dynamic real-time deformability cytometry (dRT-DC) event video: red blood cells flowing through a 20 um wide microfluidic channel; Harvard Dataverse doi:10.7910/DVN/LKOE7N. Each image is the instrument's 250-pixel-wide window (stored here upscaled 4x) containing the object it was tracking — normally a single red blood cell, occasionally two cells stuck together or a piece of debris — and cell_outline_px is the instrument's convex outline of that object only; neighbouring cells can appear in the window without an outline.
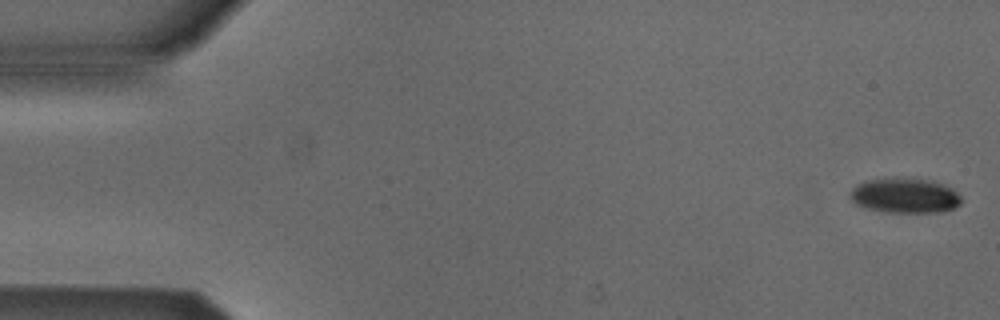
{"species": "Egyptian fruit bat (a non-hibernating species)", "species_latin": "Rousettus aegyptiacus", "temperature_condition": "cold", "stored_images_in_passage": 4, "camera_frame_rate_fps": 3000, "um_per_image_px": 0.085, "animal": {"sex": "male"}, "frame": {"image": 1, "passage_image": 1, "time_ms": 0.0, "image_size_px": [1000, 320], "cell_outline_px": [[960, 204], [952, 208], [932, 212], [888, 212], [868, 208], [856, 204], [852, 200], [852, 188], [856, 184], [864, 180], [896, 176], [912, 176], [932, 180], [944, 184], [952, 188], [960, 196]], "centroid_in_image_um": [76.9, 16.56], "position_along_channel_um": 8.1, "area_um2": 22.95}}
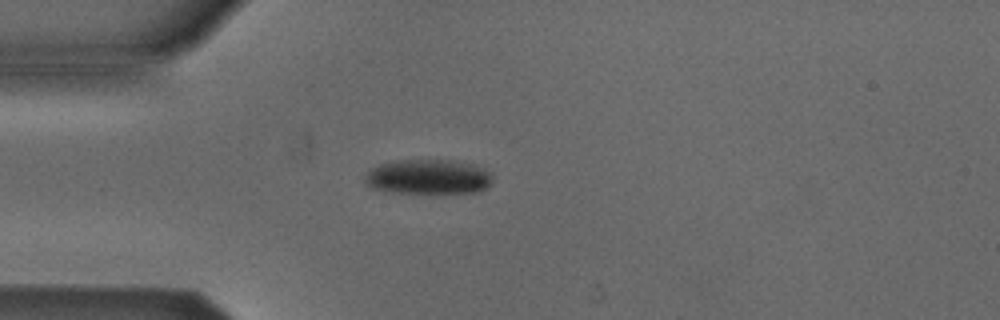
{"frame": {"image": 2, "passage_image": 4, "time_ms": 4.333, "image_size_px": [1000, 320], "cell_outline_px": [[492, 184], [480, 192], [428, 196], [388, 192], [372, 188], [364, 180], [368, 172], [372, 168], [380, 164], [400, 160], [456, 160], [472, 164], [484, 168], [492, 172]], "centroid_in_image_um": [36.47, 15.09], "position_along_channel_um": 48.5, "area_um2": 27.17}}